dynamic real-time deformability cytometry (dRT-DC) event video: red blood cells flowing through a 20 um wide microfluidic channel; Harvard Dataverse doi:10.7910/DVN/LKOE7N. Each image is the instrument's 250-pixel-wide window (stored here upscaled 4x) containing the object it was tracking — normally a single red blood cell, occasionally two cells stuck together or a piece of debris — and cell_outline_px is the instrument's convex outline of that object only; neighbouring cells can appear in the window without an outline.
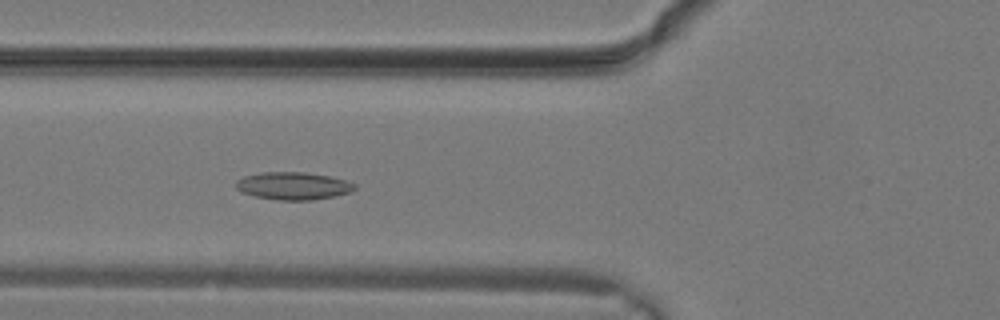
{"species": "common noctule bat (a hibernating species)", "species_latin": "Nyctalus noctula", "temperature_condition": "warm", "stored_images_in_passage": 13, "camera_frame_rate_fps": 3000, "um_per_image_px": 0.085, "animal": {"sex": "male", "body_mass_g": 19.2, "forearm_length_mm": 51.8}, "frame": {"image": 1, "passage_image": 6, "time_ms": 1.667, "image_size_px": [1000, 320], "cell_outline_px": [[356, 188], [348, 192], [336, 196], [312, 200], [276, 200], [256, 196], [240, 192], [236, 188], [236, 180], [244, 176], [260, 172], [304, 172], [328, 176], [344, 180], [356, 184]], "centroid_in_image_um": [24.89, 15.8], "position_along_channel_um": 100.9, "area_um2": 19.07}}
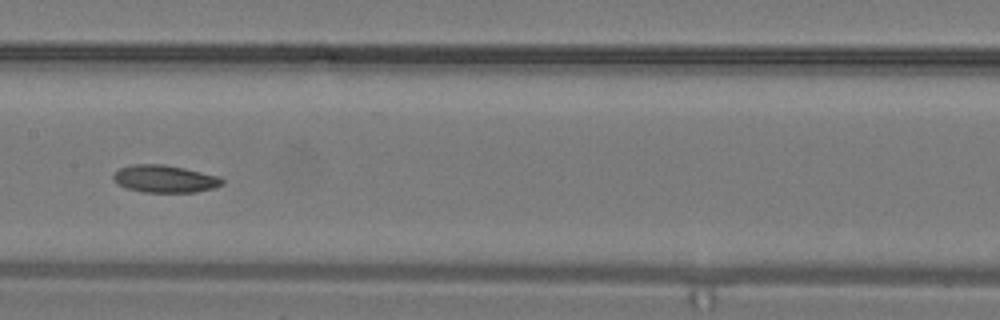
{"frame": {"image": 2, "passage_image": 10, "time_ms": 3.0, "image_size_px": [1000, 320], "cell_outline_px": [[224, 184], [216, 188], [196, 192], [144, 192], [128, 188], [120, 184], [112, 176], [120, 168], [132, 164], [164, 164], [184, 168], [220, 176], [224, 180]], "centroid_in_image_um": [14.08, 15.2], "position_along_channel_um": 193.3, "area_um2": 17.34}}
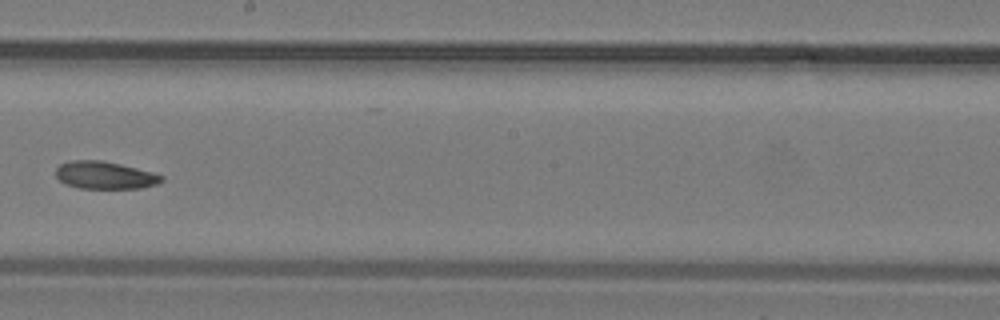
{"frame": {"image": 3, "passage_image": 12, "time_ms": 3.667, "image_size_px": [1000, 320], "cell_outline_px": [[164, 180], [156, 184], [140, 188], [80, 188], [64, 184], [56, 176], [56, 168], [60, 164], [68, 160], [100, 160], [120, 164], [152, 172], [164, 176]], "centroid_in_image_um": [8.89, 14.89], "position_along_channel_um": 239.3, "area_um2": 16.94}}